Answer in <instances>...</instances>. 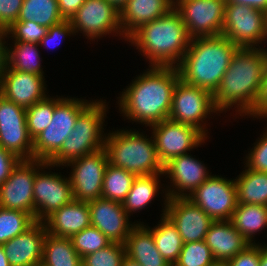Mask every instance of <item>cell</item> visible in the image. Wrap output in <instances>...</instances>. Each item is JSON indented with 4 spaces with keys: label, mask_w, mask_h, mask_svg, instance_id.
Segmentation results:
<instances>
[{
    "label": "cell",
    "mask_w": 267,
    "mask_h": 266,
    "mask_svg": "<svg viewBox=\"0 0 267 266\" xmlns=\"http://www.w3.org/2000/svg\"><path fill=\"white\" fill-rule=\"evenodd\" d=\"M149 68L132 80L118 100L122 116L145 127L168 119L173 91L180 80L177 67Z\"/></svg>",
    "instance_id": "obj_1"
},
{
    "label": "cell",
    "mask_w": 267,
    "mask_h": 266,
    "mask_svg": "<svg viewBox=\"0 0 267 266\" xmlns=\"http://www.w3.org/2000/svg\"><path fill=\"white\" fill-rule=\"evenodd\" d=\"M267 65L264 48H239L213 94L216 109L223 113L235 108V116H248L257 102Z\"/></svg>",
    "instance_id": "obj_2"
},
{
    "label": "cell",
    "mask_w": 267,
    "mask_h": 266,
    "mask_svg": "<svg viewBox=\"0 0 267 266\" xmlns=\"http://www.w3.org/2000/svg\"><path fill=\"white\" fill-rule=\"evenodd\" d=\"M190 40L186 25L175 8L143 24L127 38L148 59L149 66L172 67L181 63Z\"/></svg>",
    "instance_id": "obj_3"
},
{
    "label": "cell",
    "mask_w": 267,
    "mask_h": 266,
    "mask_svg": "<svg viewBox=\"0 0 267 266\" xmlns=\"http://www.w3.org/2000/svg\"><path fill=\"white\" fill-rule=\"evenodd\" d=\"M238 49L223 35L192 38L177 66L180 79L214 94Z\"/></svg>",
    "instance_id": "obj_4"
},
{
    "label": "cell",
    "mask_w": 267,
    "mask_h": 266,
    "mask_svg": "<svg viewBox=\"0 0 267 266\" xmlns=\"http://www.w3.org/2000/svg\"><path fill=\"white\" fill-rule=\"evenodd\" d=\"M147 137L136 129L109 132L105 139L109 164L136 176L163 173L164 165L158 157L153 136Z\"/></svg>",
    "instance_id": "obj_5"
},
{
    "label": "cell",
    "mask_w": 267,
    "mask_h": 266,
    "mask_svg": "<svg viewBox=\"0 0 267 266\" xmlns=\"http://www.w3.org/2000/svg\"><path fill=\"white\" fill-rule=\"evenodd\" d=\"M105 103L106 100L101 98L92 100L78 115L74 129L61 149L48 161L53 164V168L64 166L72 160L105 148L106 134L103 133V125L108 107Z\"/></svg>",
    "instance_id": "obj_6"
},
{
    "label": "cell",
    "mask_w": 267,
    "mask_h": 266,
    "mask_svg": "<svg viewBox=\"0 0 267 266\" xmlns=\"http://www.w3.org/2000/svg\"><path fill=\"white\" fill-rule=\"evenodd\" d=\"M88 100L55 97L50 125L33 139V159L48 162L62 147L74 129L78 115L91 103Z\"/></svg>",
    "instance_id": "obj_7"
},
{
    "label": "cell",
    "mask_w": 267,
    "mask_h": 266,
    "mask_svg": "<svg viewBox=\"0 0 267 266\" xmlns=\"http://www.w3.org/2000/svg\"><path fill=\"white\" fill-rule=\"evenodd\" d=\"M213 113L218 115L220 112L214 105L211 92L186 84L181 79L177 82L168 119L196 127L208 137L207 125L204 120Z\"/></svg>",
    "instance_id": "obj_8"
},
{
    "label": "cell",
    "mask_w": 267,
    "mask_h": 266,
    "mask_svg": "<svg viewBox=\"0 0 267 266\" xmlns=\"http://www.w3.org/2000/svg\"><path fill=\"white\" fill-rule=\"evenodd\" d=\"M265 26L264 11L248 5L225 4L221 35L239 48H260L259 44L265 39Z\"/></svg>",
    "instance_id": "obj_9"
},
{
    "label": "cell",
    "mask_w": 267,
    "mask_h": 266,
    "mask_svg": "<svg viewBox=\"0 0 267 266\" xmlns=\"http://www.w3.org/2000/svg\"><path fill=\"white\" fill-rule=\"evenodd\" d=\"M225 4L226 0H174L191 39L222 34Z\"/></svg>",
    "instance_id": "obj_10"
},
{
    "label": "cell",
    "mask_w": 267,
    "mask_h": 266,
    "mask_svg": "<svg viewBox=\"0 0 267 266\" xmlns=\"http://www.w3.org/2000/svg\"><path fill=\"white\" fill-rule=\"evenodd\" d=\"M53 164L44 162L36 171L33 185L34 219L43 222L49 215L73 200L70 178L53 172ZM43 171V172H40Z\"/></svg>",
    "instance_id": "obj_11"
},
{
    "label": "cell",
    "mask_w": 267,
    "mask_h": 266,
    "mask_svg": "<svg viewBox=\"0 0 267 266\" xmlns=\"http://www.w3.org/2000/svg\"><path fill=\"white\" fill-rule=\"evenodd\" d=\"M109 164L105 148L68 162L72 196L76 201L90 202L102 198L104 173Z\"/></svg>",
    "instance_id": "obj_12"
},
{
    "label": "cell",
    "mask_w": 267,
    "mask_h": 266,
    "mask_svg": "<svg viewBox=\"0 0 267 266\" xmlns=\"http://www.w3.org/2000/svg\"><path fill=\"white\" fill-rule=\"evenodd\" d=\"M74 33L83 34L89 40L105 35L124 37L120 26V12L107 0H85L70 20Z\"/></svg>",
    "instance_id": "obj_13"
},
{
    "label": "cell",
    "mask_w": 267,
    "mask_h": 266,
    "mask_svg": "<svg viewBox=\"0 0 267 266\" xmlns=\"http://www.w3.org/2000/svg\"><path fill=\"white\" fill-rule=\"evenodd\" d=\"M157 154L164 165L171 158L189 154L187 151L205 143L207 137L196 127L170 119L151 125Z\"/></svg>",
    "instance_id": "obj_14"
},
{
    "label": "cell",
    "mask_w": 267,
    "mask_h": 266,
    "mask_svg": "<svg viewBox=\"0 0 267 266\" xmlns=\"http://www.w3.org/2000/svg\"><path fill=\"white\" fill-rule=\"evenodd\" d=\"M188 199L214 221L230 220L238 204L235 179L211 175Z\"/></svg>",
    "instance_id": "obj_15"
},
{
    "label": "cell",
    "mask_w": 267,
    "mask_h": 266,
    "mask_svg": "<svg viewBox=\"0 0 267 266\" xmlns=\"http://www.w3.org/2000/svg\"><path fill=\"white\" fill-rule=\"evenodd\" d=\"M0 147L20 160L33 159V139L30 137L26 109L0 94Z\"/></svg>",
    "instance_id": "obj_16"
},
{
    "label": "cell",
    "mask_w": 267,
    "mask_h": 266,
    "mask_svg": "<svg viewBox=\"0 0 267 266\" xmlns=\"http://www.w3.org/2000/svg\"><path fill=\"white\" fill-rule=\"evenodd\" d=\"M43 160H20L10 176L0 185V207L21 210L34 218L33 185Z\"/></svg>",
    "instance_id": "obj_17"
},
{
    "label": "cell",
    "mask_w": 267,
    "mask_h": 266,
    "mask_svg": "<svg viewBox=\"0 0 267 266\" xmlns=\"http://www.w3.org/2000/svg\"><path fill=\"white\" fill-rule=\"evenodd\" d=\"M163 198L162 212L176 226L183 243L205 240L214 220L188 198Z\"/></svg>",
    "instance_id": "obj_18"
},
{
    "label": "cell",
    "mask_w": 267,
    "mask_h": 266,
    "mask_svg": "<svg viewBox=\"0 0 267 266\" xmlns=\"http://www.w3.org/2000/svg\"><path fill=\"white\" fill-rule=\"evenodd\" d=\"M208 172L205 164L195 156L186 154L173 157L164 164L163 173L170 179V187L162 192L164 194L165 190L168 198H188L211 176Z\"/></svg>",
    "instance_id": "obj_19"
},
{
    "label": "cell",
    "mask_w": 267,
    "mask_h": 266,
    "mask_svg": "<svg viewBox=\"0 0 267 266\" xmlns=\"http://www.w3.org/2000/svg\"><path fill=\"white\" fill-rule=\"evenodd\" d=\"M88 206L91 226L98 228L111 242L124 244L136 223L129 221L122 203L98 198L88 202Z\"/></svg>",
    "instance_id": "obj_20"
},
{
    "label": "cell",
    "mask_w": 267,
    "mask_h": 266,
    "mask_svg": "<svg viewBox=\"0 0 267 266\" xmlns=\"http://www.w3.org/2000/svg\"><path fill=\"white\" fill-rule=\"evenodd\" d=\"M45 86L44 76L7 67L0 81V94L27 109L50 96L46 94Z\"/></svg>",
    "instance_id": "obj_21"
},
{
    "label": "cell",
    "mask_w": 267,
    "mask_h": 266,
    "mask_svg": "<svg viewBox=\"0 0 267 266\" xmlns=\"http://www.w3.org/2000/svg\"><path fill=\"white\" fill-rule=\"evenodd\" d=\"M47 234L44 222L36 221L30 228L2 245L10 266H34L42 262Z\"/></svg>",
    "instance_id": "obj_22"
},
{
    "label": "cell",
    "mask_w": 267,
    "mask_h": 266,
    "mask_svg": "<svg viewBox=\"0 0 267 266\" xmlns=\"http://www.w3.org/2000/svg\"><path fill=\"white\" fill-rule=\"evenodd\" d=\"M43 222L47 233L71 238L91 226L88 202L73 199L69 204L54 211Z\"/></svg>",
    "instance_id": "obj_23"
},
{
    "label": "cell",
    "mask_w": 267,
    "mask_h": 266,
    "mask_svg": "<svg viewBox=\"0 0 267 266\" xmlns=\"http://www.w3.org/2000/svg\"><path fill=\"white\" fill-rule=\"evenodd\" d=\"M174 8V0H128L120 11L124 40L145 23L152 22Z\"/></svg>",
    "instance_id": "obj_24"
},
{
    "label": "cell",
    "mask_w": 267,
    "mask_h": 266,
    "mask_svg": "<svg viewBox=\"0 0 267 266\" xmlns=\"http://www.w3.org/2000/svg\"><path fill=\"white\" fill-rule=\"evenodd\" d=\"M204 241L212 251L215 261L221 263H227L249 245L230 220L214 221Z\"/></svg>",
    "instance_id": "obj_25"
},
{
    "label": "cell",
    "mask_w": 267,
    "mask_h": 266,
    "mask_svg": "<svg viewBox=\"0 0 267 266\" xmlns=\"http://www.w3.org/2000/svg\"><path fill=\"white\" fill-rule=\"evenodd\" d=\"M143 223L137 221L126 238V256L141 266H169L158 251L152 232Z\"/></svg>",
    "instance_id": "obj_26"
},
{
    "label": "cell",
    "mask_w": 267,
    "mask_h": 266,
    "mask_svg": "<svg viewBox=\"0 0 267 266\" xmlns=\"http://www.w3.org/2000/svg\"><path fill=\"white\" fill-rule=\"evenodd\" d=\"M230 222L243 235L249 244H255L253 237L257 232L267 228V206L254 204H237Z\"/></svg>",
    "instance_id": "obj_27"
},
{
    "label": "cell",
    "mask_w": 267,
    "mask_h": 266,
    "mask_svg": "<svg viewBox=\"0 0 267 266\" xmlns=\"http://www.w3.org/2000/svg\"><path fill=\"white\" fill-rule=\"evenodd\" d=\"M238 204L267 206V173L245 169L235 179Z\"/></svg>",
    "instance_id": "obj_28"
},
{
    "label": "cell",
    "mask_w": 267,
    "mask_h": 266,
    "mask_svg": "<svg viewBox=\"0 0 267 266\" xmlns=\"http://www.w3.org/2000/svg\"><path fill=\"white\" fill-rule=\"evenodd\" d=\"M45 266H83L82 258L73 247L71 238L47 233L43 245Z\"/></svg>",
    "instance_id": "obj_29"
},
{
    "label": "cell",
    "mask_w": 267,
    "mask_h": 266,
    "mask_svg": "<svg viewBox=\"0 0 267 266\" xmlns=\"http://www.w3.org/2000/svg\"><path fill=\"white\" fill-rule=\"evenodd\" d=\"M159 221L153 228H150L148 225L145 226L152 232L160 254L170 265H174L183 248L181 235L165 213L161 214V220Z\"/></svg>",
    "instance_id": "obj_30"
},
{
    "label": "cell",
    "mask_w": 267,
    "mask_h": 266,
    "mask_svg": "<svg viewBox=\"0 0 267 266\" xmlns=\"http://www.w3.org/2000/svg\"><path fill=\"white\" fill-rule=\"evenodd\" d=\"M160 175L162 176L164 173L136 176L130 191L122 202L123 208L129 216L152 203L151 201L158 195V191L161 190Z\"/></svg>",
    "instance_id": "obj_31"
},
{
    "label": "cell",
    "mask_w": 267,
    "mask_h": 266,
    "mask_svg": "<svg viewBox=\"0 0 267 266\" xmlns=\"http://www.w3.org/2000/svg\"><path fill=\"white\" fill-rule=\"evenodd\" d=\"M12 47L7 44V67L21 72L39 74L44 76L41 67L42 59L39 54V44L29 42H12ZM11 48V49H10Z\"/></svg>",
    "instance_id": "obj_32"
},
{
    "label": "cell",
    "mask_w": 267,
    "mask_h": 266,
    "mask_svg": "<svg viewBox=\"0 0 267 266\" xmlns=\"http://www.w3.org/2000/svg\"><path fill=\"white\" fill-rule=\"evenodd\" d=\"M17 21H35L47 28L63 21L57 0H23Z\"/></svg>",
    "instance_id": "obj_33"
},
{
    "label": "cell",
    "mask_w": 267,
    "mask_h": 266,
    "mask_svg": "<svg viewBox=\"0 0 267 266\" xmlns=\"http://www.w3.org/2000/svg\"><path fill=\"white\" fill-rule=\"evenodd\" d=\"M135 178L133 173L108 164L104 173L102 198L122 203Z\"/></svg>",
    "instance_id": "obj_34"
},
{
    "label": "cell",
    "mask_w": 267,
    "mask_h": 266,
    "mask_svg": "<svg viewBox=\"0 0 267 266\" xmlns=\"http://www.w3.org/2000/svg\"><path fill=\"white\" fill-rule=\"evenodd\" d=\"M35 222L29 213L0 207V245L25 232Z\"/></svg>",
    "instance_id": "obj_35"
},
{
    "label": "cell",
    "mask_w": 267,
    "mask_h": 266,
    "mask_svg": "<svg viewBox=\"0 0 267 266\" xmlns=\"http://www.w3.org/2000/svg\"><path fill=\"white\" fill-rule=\"evenodd\" d=\"M55 108V98L51 96L26 109V121L29 135L37 137L51 123Z\"/></svg>",
    "instance_id": "obj_36"
},
{
    "label": "cell",
    "mask_w": 267,
    "mask_h": 266,
    "mask_svg": "<svg viewBox=\"0 0 267 266\" xmlns=\"http://www.w3.org/2000/svg\"><path fill=\"white\" fill-rule=\"evenodd\" d=\"M74 249L83 258L110 245L112 242L96 227L84 228L71 237Z\"/></svg>",
    "instance_id": "obj_37"
},
{
    "label": "cell",
    "mask_w": 267,
    "mask_h": 266,
    "mask_svg": "<svg viewBox=\"0 0 267 266\" xmlns=\"http://www.w3.org/2000/svg\"><path fill=\"white\" fill-rule=\"evenodd\" d=\"M215 258L204 240L183 243L176 266H212Z\"/></svg>",
    "instance_id": "obj_38"
},
{
    "label": "cell",
    "mask_w": 267,
    "mask_h": 266,
    "mask_svg": "<svg viewBox=\"0 0 267 266\" xmlns=\"http://www.w3.org/2000/svg\"><path fill=\"white\" fill-rule=\"evenodd\" d=\"M126 256L122 243L112 242L107 247L82 258L83 266H122Z\"/></svg>",
    "instance_id": "obj_39"
},
{
    "label": "cell",
    "mask_w": 267,
    "mask_h": 266,
    "mask_svg": "<svg viewBox=\"0 0 267 266\" xmlns=\"http://www.w3.org/2000/svg\"><path fill=\"white\" fill-rule=\"evenodd\" d=\"M47 30L46 26L37 24L35 21H16L7 29V38L11 37L13 42L39 44Z\"/></svg>",
    "instance_id": "obj_40"
},
{
    "label": "cell",
    "mask_w": 267,
    "mask_h": 266,
    "mask_svg": "<svg viewBox=\"0 0 267 266\" xmlns=\"http://www.w3.org/2000/svg\"><path fill=\"white\" fill-rule=\"evenodd\" d=\"M260 136L245 157V168L267 173V129Z\"/></svg>",
    "instance_id": "obj_41"
},
{
    "label": "cell",
    "mask_w": 267,
    "mask_h": 266,
    "mask_svg": "<svg viewBox=\"0 0 267 266\" xmlns=\"http://www.w3.org/2000/svg\"><path fill=\"white\" fill-rule=\"evenodd\" d=\"M70 35H75L73 26L69 20H63L62 22L48 28L45 37L40 41L39 45L50 48L51 46L54 47V45L58 46L61 44L62 39Z\"/></svg>",
    "instance_id": "obj_42"
},
{
    "label": "cell",
    "mask_w": 267,
    "mask_h": 266,
    "mask_svg": "<svg viewBox=\"0 0 267 266\" xmlns=\"http://www.w3.org/2000/svg\"><path fill=\"white\" fill-rule=\"evenodd\" d=\"M228 266H260V244H249L227 262Z\"/></svg>",
    "instance_id": "obj_43"
},
{
    "label": "cell",
    "mask_w": 267,
    "mask_h": 266,
    "mask_svg": "<svg viewBox=\"0 0 267 266\" xmlns=\"http://www.w3.org/2000/svg\"><path fill=\"white\" fill-rule=\"evenodd\" d=\"M23 0H0V26L6 30L18 20Z\"/></svg>",
    "instance_id": "obj_44"
},
{
    "label": "cell",
    "mask_w": 267,
    "mask_h": 266,
    "mask_svg": "<svg viewBox=\"0 0 267 266\" xmlns=\"http://www.w3.org/2000/svg\"><path fill=\"white\" fill-rule=\"evenodd\" d=\"M253 118H267V65L261 81L260 91L257 96V102L252 112L248 115Z\"/></svg>",
    "instance_id": "obj_45"
},
{
    "label": "cell",
    "mask_w": 267,
    "mask_h": 266,
    "mask_svg": "<svg viewBox=\"0 0 267 266\" xmlns=\"http://www.w3.org/2000/svg\"><path fill=\"white\" fill-rule=\"evenodd\" d=\"M19 161L16 155L0 147V185L10 176Z\"/></svg>",
    "instance_id": "obj_46"
},
{
    "label": "cell",
    "mask_w": 267,
    "mask_h": 266,
    "mask_svg": "<svg viewBox=\"0 0 267 266\" xmlns=\"http://www.w3.org/2000/svg\"><path fill=\"white\" fill-rule=\"evenodd\" d=\"M58 9L63 20H71L85 0H57Z\"/></svg>",
    "instance_id": "obj_47"
},
{
    "label": "cell",
    "mask_w": 267,
    "mask_h": 266,
    "mask_svg": "<svg viewBox=\"0 0 267 266\" xmlns=\"http://www.w3.org/2000/svg\"><path fill=\"white\" fill-rule=\"evenodd\" d=\"M7 30L0 26V81L7 68Z\"/></svg>",
    "instance_id": "obj_48"
},
{
    "label": "cell",
    "mask_w": 267,
    "mask_h": 266,
    "mask_svg": "<svg viewBox=\"0 0 267 266\" xmlns=\"http://www.w3.org/2000/svg\"><path fill=\"white\" fill-rule=\"evenodd\" d=\"M226 4L248 5L267 13V0H226Z\"/></svg>",
    "instance_id": "obj_49"
},
{
    "label": "cell",
    "mask_w": 267,
    "mask_h": 266,
    "mask_svg": "<svg viewBox=\"0 0 267 266\" xmlns=\"http://www.w3.org/2000/svg\"><path fill=\"white\" fill-rule=\"evenodd\" d=\"M260 266H267V244H260Z\"/></svg>",
    "instance_id": "obj_50"
},
{
    "label": "cell",
    "mask_w": 267,
    "mask_h": 266,
    "mask_svg": "<svg viewBox=\"0 0 267 266\" xmlns=\"http://www.w3.org/2000/svg\"><path fill=\"white\" fill-rule=\"evenodd\" d=\"M107 1L120 12L128 0H107Z\"/></svg>",
    "instance_id": "obj_51"
},
{
    "label": "cell",
    "mask_w": 267,
    "mask_h": 266,
    "mask_svg": "<svg viewBox=\"0 0 267 266\" xmlns=\"http://www.w3.org/2000/svg\"><path fill=\"white\" fill-rule=\"evenodd\" d=\"M0 266H10L2 245H0Z\"/></svg>",
    "instance_id": "obj_52"
},
{
    "label": "cell",
    "mask_w": 267,
    "mask_h": 266,
    "mask_svg": "<svg viewBox=\"0 0 267 266\" xmlns=\"http://www.w3.org/2000/svg\"><path fill=\"white\" fill-rule=\"evenodd\" d=\"M122 266H141L139 263L133 261L129 257L125 256Z\"/></svg>",
    "instance_id": "obj_53"
},
{
    "label": "cell",
    "mask_w": 267,
    "mask_h": 266,
    "mask_svg": "<svg viewBox=\"0 0 267 266\" xmlns=\"http://www.w3.org/2000/svg\"><path fill=\"white\" fill-rule=\"evenodd\" d=\"M267 40V13H266V26H265V39H264V41H266ZM266 50V52H267V49H265Z\"/></svg>",
    "instance_id": "obj_54"
},
{
    "label": "cell",
    "mask_w": 267,
    "mask_h": 266,
    "mask_svg": "<svg viewBox=\"0 0 267 266\" xmlns=\"http://www.w3.org/2000/svg\"><path fill=\"white\" fill-rule=\"evenodd\" d=\"M212 266H228L227 263L216 262Z\"/></svg>",
    "instance_id": "obj_55"
},
{
    "label": "cell",
    "mask_w": 267,
    "mask_h": 266,
    "mask_svg": "<svg viewBox=\"0 0 267 266\" xmlns=\"http://www.w3.org/2000/svg\"><path fill=\"white\" fill-rule=\"evenodd\" d=\"M34 266H45V265H43L42 263H40V264H37V265H34Z\"/></svg>",
    "instance_id": "obj_56"
}]
</instances>
